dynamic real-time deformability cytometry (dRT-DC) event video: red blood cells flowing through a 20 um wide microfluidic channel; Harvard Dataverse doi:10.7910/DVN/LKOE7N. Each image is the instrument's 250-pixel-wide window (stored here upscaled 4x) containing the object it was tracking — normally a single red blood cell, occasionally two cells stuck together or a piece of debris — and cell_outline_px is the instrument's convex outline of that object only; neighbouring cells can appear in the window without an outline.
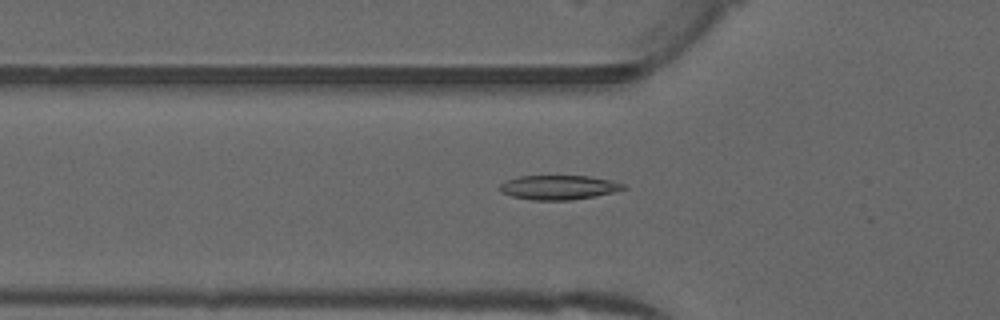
{"species": "common noctule bat (a hibernating species)", "species_latin": "Nyctalus noctula", "temperature_condition": "warm", "stored_images_in_passage": 52, "camera_frame_rate_fps": 3000, "um_per_image_px": 0.085, "animal": {"sex": "male", "forearm_length_mm": 52.5}, "frame": {"image": 1, "passage_image": 18, "time_ms": 5.667, "image_size_px": [1000, 320], "cell_outline_px": [[628, 188], [596, 196], [572, 200], [532, 200], [512, 196], [500, 192], [500, 184], [504, 180], [520, 176], [588, 176], [608, 180], [624, 184]], "centroid_in_image_um": [47.45, 15.93], "position_along_channel_um": 78.3, "area_um2": 17.51}}
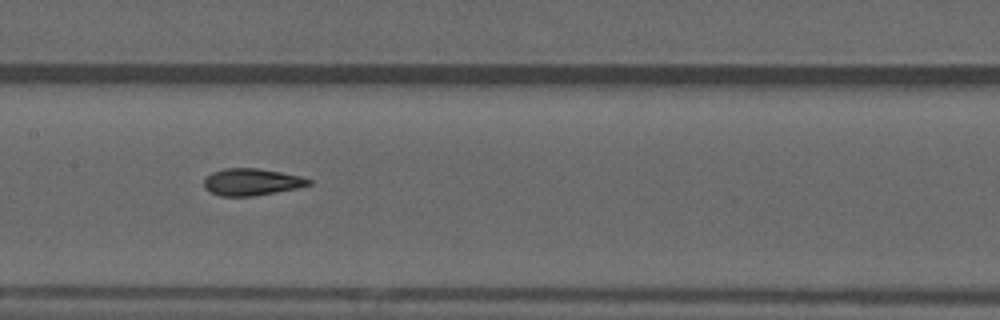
{"frame": {"image": 2, "passage_image": 26, "time_ms": 8.333, "image_size_px": [1000, 320], "cell_outline_px": [[312, 184], [296, 188], [252, 196], [220, 196], [204, 188], [204, 176], [212, 172], [224, 168], [256, 168], [280, 172], [300, 176], [312, 180]], "centroid_in_image_um": [21.35, 15.46], "position_along_channel_um": 186.1, "area_um2": 16.36}}
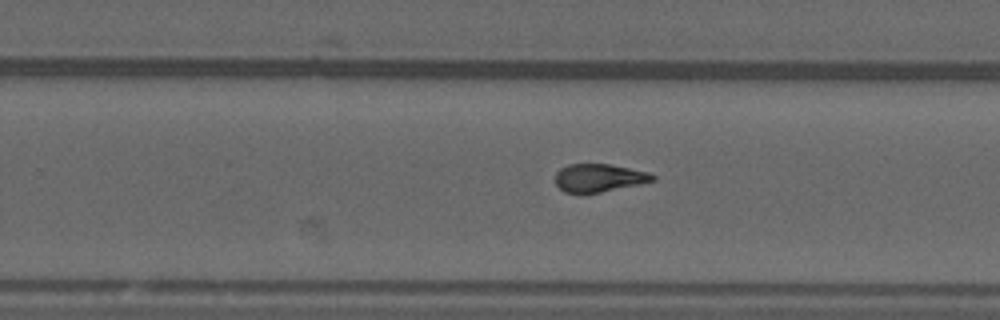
{"frame": {"image": 3, "passage_image": 33, "time_ms": 10.667, "image_size_px": [1000, 320], "cell_outline_px": [[656, 180], [640, 184], [580, 196], [564, 192], [556, 184], [556, 172], [560, 168], [568, 164], [608, 164], [648, 172], [656, 176]], "centroid_in_image_um": [50.87, 15.15], "position_along_channel_um": 278.9, "area_um2": 16.18}, "authors_computed_cell_mechanics": {"area_um2": 16.7042, "velocity_mm_per_s": 4.0192, "shape_relaxation_time_tau1_ms": 8.9077, "shape_relaxation_time_tau2_ms": 1.5714, "deformation_change_tau1": 0.245, "deformation_change_tau2": 0.0798}}